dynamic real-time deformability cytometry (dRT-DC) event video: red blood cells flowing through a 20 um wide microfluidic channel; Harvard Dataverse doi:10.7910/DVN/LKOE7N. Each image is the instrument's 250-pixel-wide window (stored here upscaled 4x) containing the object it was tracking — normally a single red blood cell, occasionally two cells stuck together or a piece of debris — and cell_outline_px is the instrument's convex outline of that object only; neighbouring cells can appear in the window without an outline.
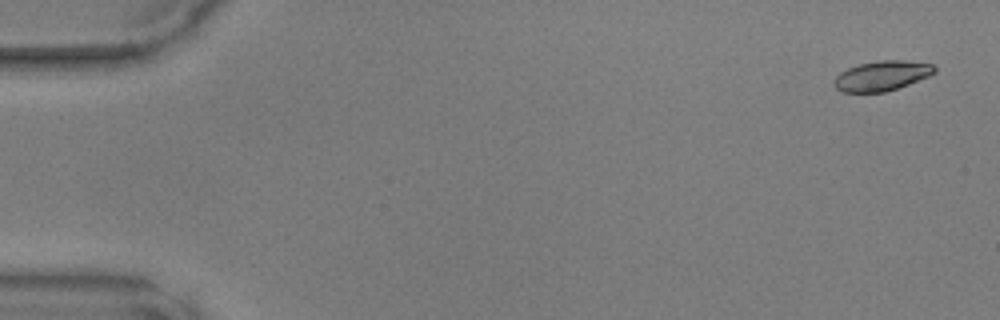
{"species": "common noctule bat (a hibernating species)", "species_latin": "Nyctalus noctula", "temperature_condition": "warm", "stored_images_in_passage": 13, "camera_frame_rate_fps": 3000, "um_per_image_px": 0.085, "animal": {"sex": "male", "body_mass_g": 17.9, "forearm_length_mm": 54.2}, "frame": {"image": 1, "passage_image": 2, "time_ms": 0.333, "image_size_px": [1000, 320], "cell_outline_px": [[936, 72], [928, 76], [908, 84], [884, 92], [840, 92], [832, 84], [832, 80], [840, 72], [848, 68], [860, 64], [880, 60], [904, 60], [932, 64], [936, 68]], "centroid_in_image_um": [74.92, 6.44], "position_along_channel_um": 10.1, "area_um2": 17.46}}